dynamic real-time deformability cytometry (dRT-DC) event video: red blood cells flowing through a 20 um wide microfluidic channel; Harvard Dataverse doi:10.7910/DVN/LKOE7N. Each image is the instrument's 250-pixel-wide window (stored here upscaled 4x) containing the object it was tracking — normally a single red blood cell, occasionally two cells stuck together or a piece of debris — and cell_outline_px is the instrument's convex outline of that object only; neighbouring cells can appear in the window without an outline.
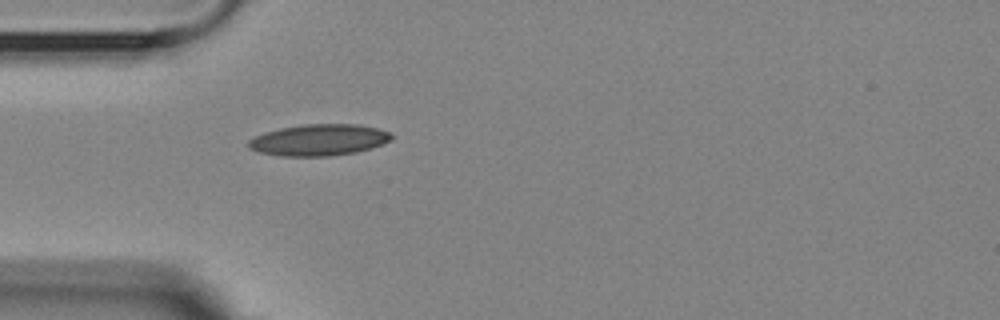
{"species": "Egyptian fruit bat (a non-hibernating species)", "species_latin": "Rousettus aegyptiacus", "temperature_condition": "room temperature", "stored_images_in_passage": 2, "camera_frame_rate_fps": 3000, "um_per_image_px": 0.085, "animal": {"sex": "female"}, "frame": {"image": 1, "passage_image": 2, "time_ms": 1.333, "image_size_px": [1000, 320], "cell_outline_px": [[392, 140], [372, 148], [356, 152], [328, 156], [280, 156], [260, 152], [248, 148], [248, 140], [264, 132], [280, 128], [300, 124], [356, 124], [376, 128], [392, 132]], "centroid_in_image_um": [27.11, 11.89], "position_along_channel_um": 57.9, "area_um2": 26.3}}